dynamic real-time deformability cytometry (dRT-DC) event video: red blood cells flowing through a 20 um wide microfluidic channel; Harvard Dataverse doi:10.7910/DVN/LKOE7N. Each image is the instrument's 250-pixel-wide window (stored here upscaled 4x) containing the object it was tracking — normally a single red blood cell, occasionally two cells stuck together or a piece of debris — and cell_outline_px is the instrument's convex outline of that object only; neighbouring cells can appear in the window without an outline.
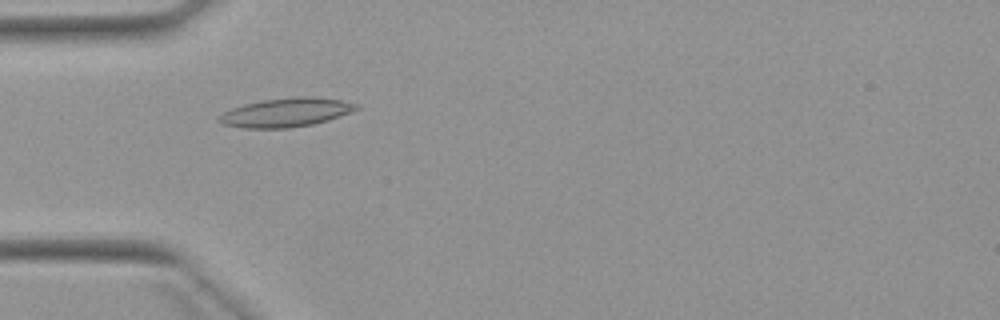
{"species": "Egyptian fruit bat (a non-hibernating species)", "species_latin": "Rousettus aegyptiacus", "temperature_condition": "warm", "stored_images_in_passage": 6, "camera_frame_rate_fps": 3000, "um_per_image_px": 0.085, "animal": {"sex": "female"}, "frame": {"image": 1, "passage_image": 3, "time_ms": 2.333, "image_size_px": [1000, 320], "cell_outline_px": [[360, 108], [352, 112], [328, 120], [312, 124], [288, 128], [244, 128], [224, 124], [216, 120], [216, 116], [232, 108], [244, 104], [264, 100], [296, 96], [312, 96], [340, 100], [356, 104]], "centroid_in_image_um": [24.3, 9.56], "position_along_channel_um": 60.7, "area_um2": 23.06}}
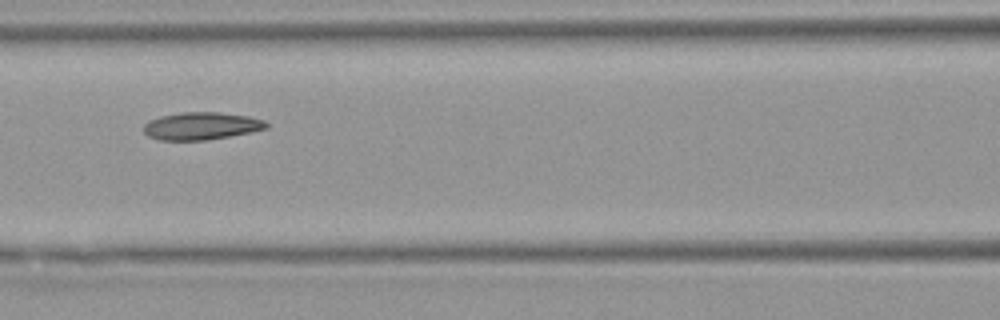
{"frame": {"image": 2, "passage_image": 5, "time_ms": 4.667, "image_size_px": [1000, 320], "cell_outline_px": [[268, 128], [252, 132], [208, 140], [160, 140], [148, 136], [144, 132], [144, 124], [148, 120], [160, 116], [180, 112], [220, 112], [248, 116], [264, 120], [268, 124]], "centroid_in_image_um": [17.11, 10.7], "position_along_channel_um": 149.5, "area_um2": 19.83}}
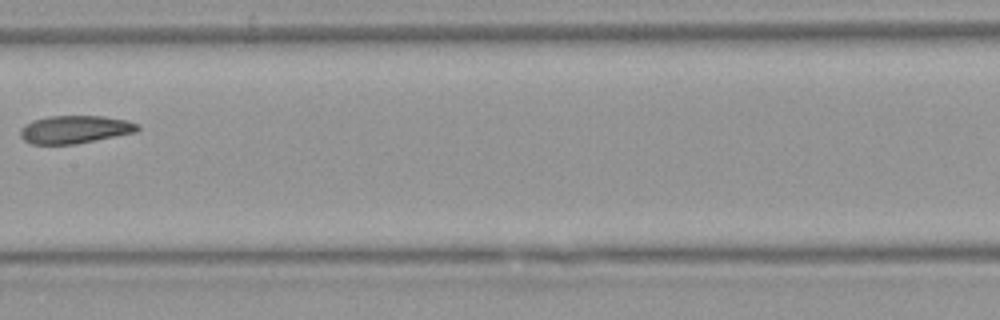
{"frame": {"image": 3, "passage_image": 6, "time_ms": 6.0, "image_size_px": [1000, 320], "cell_outline_px": [[140, 128], [136, 132], [76, 144], [32, 144], [24, 140], [20, 136], [20, 128], [24, 124], [32, 120], [48, 116], [104, 116], [128, 120], [140, 124]], "centroid_in_image_um": [6.37, 10.99], "position_along_channel_um": 201.0, "area_um2": 19.25}}